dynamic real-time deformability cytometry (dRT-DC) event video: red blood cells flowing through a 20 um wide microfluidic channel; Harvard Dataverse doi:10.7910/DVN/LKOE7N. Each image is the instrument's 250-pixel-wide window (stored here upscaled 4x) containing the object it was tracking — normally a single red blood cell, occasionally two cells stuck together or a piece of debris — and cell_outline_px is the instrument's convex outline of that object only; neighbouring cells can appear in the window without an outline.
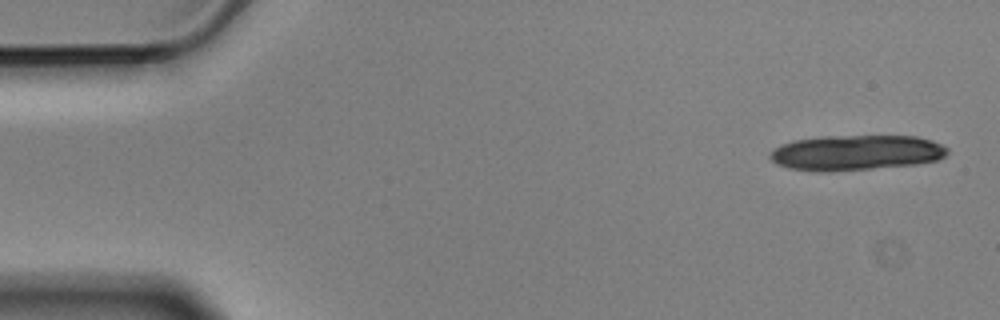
{"species": "Egyptian fruit bat (a non-hibernating species)", "species_latin": "Rousettus aegyptiacus", "temperature_condition": "cold", "stored_images_in_passage": 6, "camera_frame_rate_fps": 3000, "um_per_image_px": 0.085, "animal": {"sex": "male"}, "frame": {"image": 1, "passage_image": 1, "time_ms": 0.0, "image_size_px": [1000, 320], "cell_outline_px": [[948, 152], [944, 156], [936, 160], [916, 164], [832, 172], [812, 172], [788, 168], [776, 164], [768, 156], [780, 144], [792, 140], [820, 136], [916, 136], [932, 140], [948, 148]], "centroid_in_image_um": [72.72, 12.98], "position_along_channel_um": 12.3, "area_um2": 36.76}}
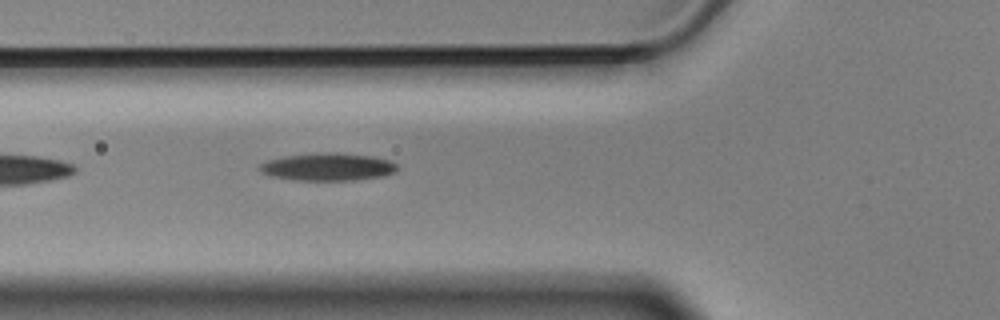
{"frame": {"image": 2, "passage_image": 6, "time_ms": 1.667, "image_size_px": [1000, 320], "cell_outline_px": [[396, 172], [384, 176], [356, 180], [296, 180], [272, 176], [260, 172], [256, 168], [260, 164], [268, 160], [284, 156], [328, 152], [336, 152], [372, 156], [388, 160], [396, 164]], "centroid_in_image_um": [27.85, 14.18], "position_along_channel_um": 98.0, "area_um2": 22.14}}